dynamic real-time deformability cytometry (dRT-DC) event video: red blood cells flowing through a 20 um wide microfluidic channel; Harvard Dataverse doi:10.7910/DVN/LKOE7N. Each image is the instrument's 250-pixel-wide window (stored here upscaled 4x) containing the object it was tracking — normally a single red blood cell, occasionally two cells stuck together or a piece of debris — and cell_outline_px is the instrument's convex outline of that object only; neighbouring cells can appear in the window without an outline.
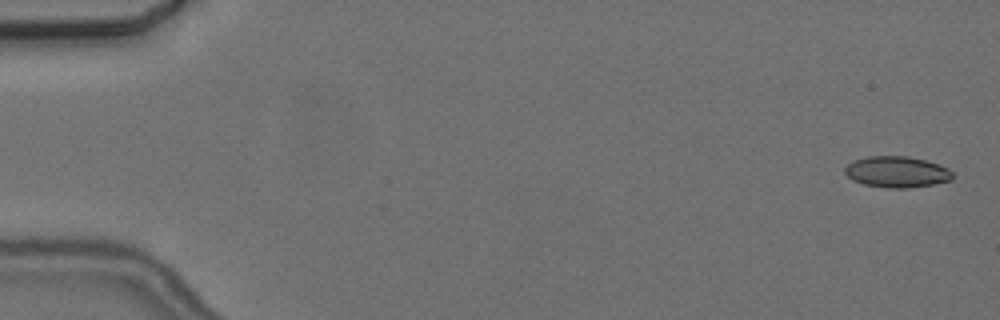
{"species": "common noctule bat (a hibernating species)", "species_latin": "Nyctalus noctula", "temperature_condition": "cold", "stored_images_in_passage": 3, "camera_frame_rate_fps": 3000, "um_per_image_px": 0.085, "animal": {"sex": "female", "body_mass_g": 24.6, "forearm_length_mm": 56.2}, "frame": {"image": 1, "passage_image": 1, "time_ms": 0.0, "image_size_px": [1000, 320], "cell_outline_px": [[952, 180], [932, 184], [908, 188], [888, 188], [864, 184], [852, 180], [844, 172], [844, 168], [852, 160], [868, 156], [908, 156], [924, 160], [948, 168], [952, 172]], "centroid_in_image_um": [76.19, 14.61], "position_along_channel_um": 8.8, "area_um2": 19.48}}